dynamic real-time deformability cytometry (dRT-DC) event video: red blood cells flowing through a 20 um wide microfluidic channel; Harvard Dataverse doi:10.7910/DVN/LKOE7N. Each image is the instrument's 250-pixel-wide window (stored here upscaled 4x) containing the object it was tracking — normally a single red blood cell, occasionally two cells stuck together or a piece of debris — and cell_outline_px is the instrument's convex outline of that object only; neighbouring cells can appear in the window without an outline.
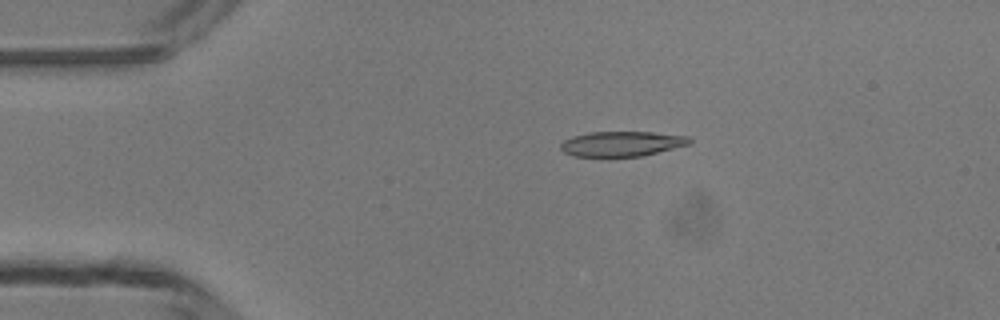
{"species": "common noctule bat (a hibernating species)", "species_latin": "Nyctalus noctula", "temperature_condition": "room temperature", "stored_images_in_passage": 40, "camera_frame_rate_fps": 3000, "um_per_image_px": 0.085, "animal": {"sex": "male", "body_mass_g": 13.3}, "frame": {"image": 1, "passage_image": 2, "time_ms": 0.333, "image_size_px": [1000, 320], "cell_outline_px": [[692, 140], [688, 144], [644, 156], [572, 156], [564, 152], [560, 148], [560, 144], [564, 140], [572, 136], [588, 132], [652, 132], [688, 136]], "centroid_in_image_um": [52.82, 12.22], "position_along_channel_um": 32.2, "area_um2": 18.73}}
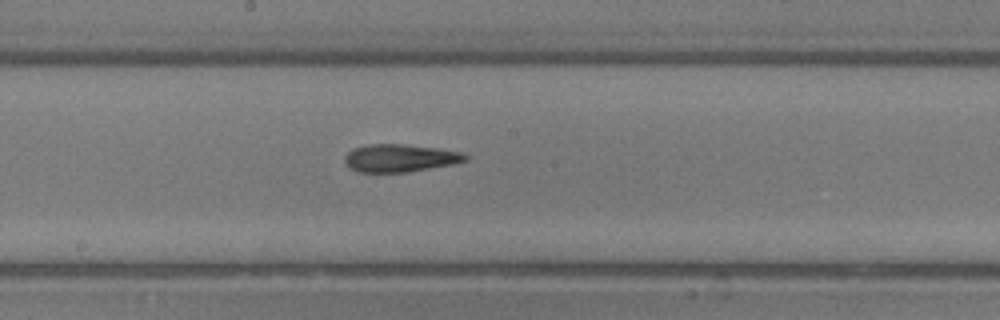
{"frame": {"image": 2, "passage_image": 18, "time_ms": 5.667, "image_size_px": [1000, 320], "cell_outline_px": [[468, 160], [452, 164], [408, 172], [360, 172], [348, 168], [344, 164], [344, 156], [352, 148], [368, 144], [400, 144], [440, 148], [460, 152], [468, 156]], "centroid_in_image_um": [33.95, 13.43], "position_along_channel_um": 214.3, "area_um2": 19.59}}
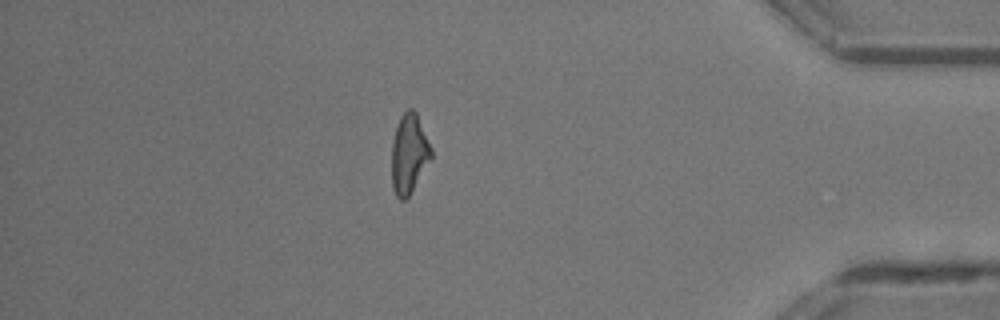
{"frame": {"image": 3, "passage_image": 34, "time_ms": 11.0, "image_size_px": [1000, 320], "cell_outline_px": [[432, 156], [408, 196], [404, 200], [400, 200], [396, 196], [392, 188], [392, 140], [400, 116], [408, 108], [412, 108], [416, 112], [432, 148]], "centroid_in_image_um": [34.75, 13.05], "position_along_channel_um": 400.4, "area_um2": 18.09}, "authors_computed_cell_mechanics": {"area_um2": 19.2185, "velocity_mm_per_s": 4.2778, "shape_relaxation_time_tau1_ms": 9.277, "shape_relaxation_time_tau2_ms": 5.1234, "deformation_change_tau1": 0.2479, "deformation_change_tau2": 0.1855}}